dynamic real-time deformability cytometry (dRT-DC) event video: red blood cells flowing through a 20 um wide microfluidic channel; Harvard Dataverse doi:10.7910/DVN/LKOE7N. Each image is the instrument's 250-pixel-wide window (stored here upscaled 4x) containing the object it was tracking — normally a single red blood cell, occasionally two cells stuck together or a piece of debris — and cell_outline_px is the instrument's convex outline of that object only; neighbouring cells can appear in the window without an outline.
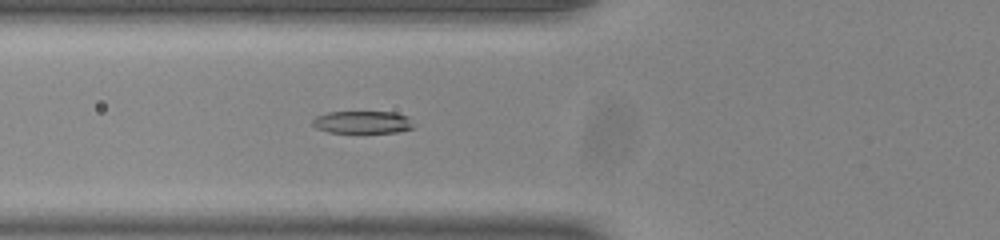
{"species": "common noctule bat (a hibernating species)", "species_latin": "Nyctalus noctula", "temperature_condition": "room temperature", "stored_images_in_passage": 36, "camera_frame_rate_fps": 3000, "um_per_image_px": 0.085, "animal": {"sex": "male", "body_mass_g": 20.0, "forearm_length_mm": 53.3}, "frame": {"image": 1, "passage_image": 3, "time_ms": 0.667, "image_size_px": [1000, 240], "cell_outline_px": [[412, 128], [396, 132], [328, 132], [316, 128], [312, 124], [312, 120], [316, 116], [328, 112], [396, 112], [408, 116], [412, 124]], "centroid_in_image_um": [30.79, 10.38], "position_along_channel_um": 95.0, "area_um2": 13.12}}
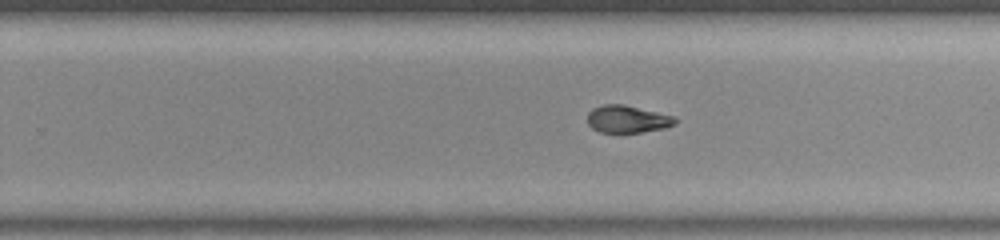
{"frame": {"image": 2, "passage_image": 17, "time_ms": 5.333, "image_size_px": [1000, 240], "cell_outline_px": [[680, 120], [676, 124], [664, 128], [640, 132], [600, 132], [592, 128], [588, 124], [588, 112], [592, 108], [604, 104], [624, 104], [676, 116]], "centroid_in_image_um": [53.37, 10.11], "position_along_channel_um": 276.4, "area_um2": 14.16}}
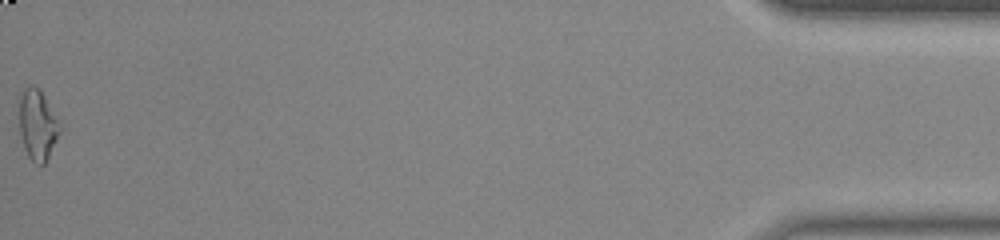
{"frame": {"image": 3, "passage_image": 36, "time_ms": 11.667, "image_size_px": [1000, 240], "cell_outline_px": [[60, 132], [44, 164], [36, 164], [28, 156], [24, 148], [20, 132], [20, 92], [24, 88], [32, 84], [40, 92], [56, 120], [60, 128]], "centroid_in_image_um": [3.14, 10.64], "position_along_channel_um": 432.1, "area_um2": 15.78}, "authors_computed_cell_mechanics": {"area_um2": 14.4211, "velocity_mm_per_s": 3.8908, "shape_relaxation_time_tau1_ms": null, "shape_relaxation_time_tau2_ms": 1.8729, "deformation_change_tau1": null, "deformation_change_tau2": 0.0816}}